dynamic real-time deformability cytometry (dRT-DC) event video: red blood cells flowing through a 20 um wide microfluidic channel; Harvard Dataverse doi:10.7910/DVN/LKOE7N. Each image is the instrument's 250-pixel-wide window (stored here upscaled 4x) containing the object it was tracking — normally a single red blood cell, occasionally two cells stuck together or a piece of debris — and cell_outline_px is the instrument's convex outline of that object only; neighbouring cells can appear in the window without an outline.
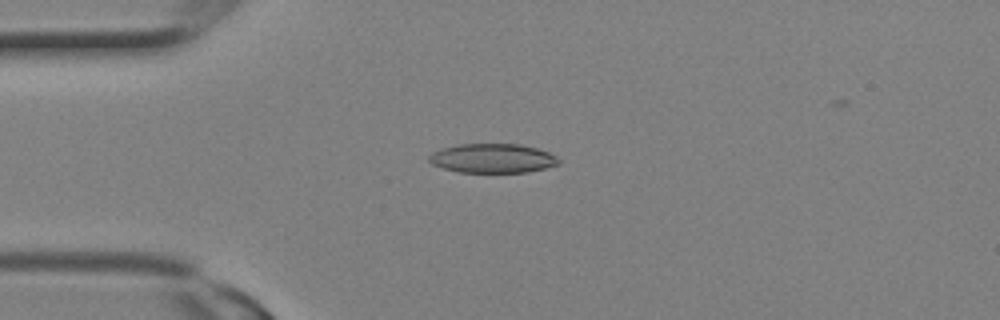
{"species": "Egyptian fruit bat (a non-hibernating species)", "species_latin": "Rousettus aegyptiacus", "temperature_condition": "room temperature", "stored_images_in_passage": 2, "camera_frame_rate_fps": 3000, "um_per_image_px": 0.085, "animal": {"sex": "female"}, "frame": {"image": 1, "passage_image": 2, "time_ms": 0.333, "image_size_px": [1000, 320], "cell_outline_px": [[560, 164], [528, 172], [460, 172], [444, 168], [432, 164], [428, 160], [428, 156], [432, 152], [444, 148], [460, 144], [520, 144], [536, 148], [548, 152], [556, 156], [560, 160]], "centroid_in_image_um": [41.88, 13.45], "position_along_channel_um": 43.1, "area_um2": 21.96}}